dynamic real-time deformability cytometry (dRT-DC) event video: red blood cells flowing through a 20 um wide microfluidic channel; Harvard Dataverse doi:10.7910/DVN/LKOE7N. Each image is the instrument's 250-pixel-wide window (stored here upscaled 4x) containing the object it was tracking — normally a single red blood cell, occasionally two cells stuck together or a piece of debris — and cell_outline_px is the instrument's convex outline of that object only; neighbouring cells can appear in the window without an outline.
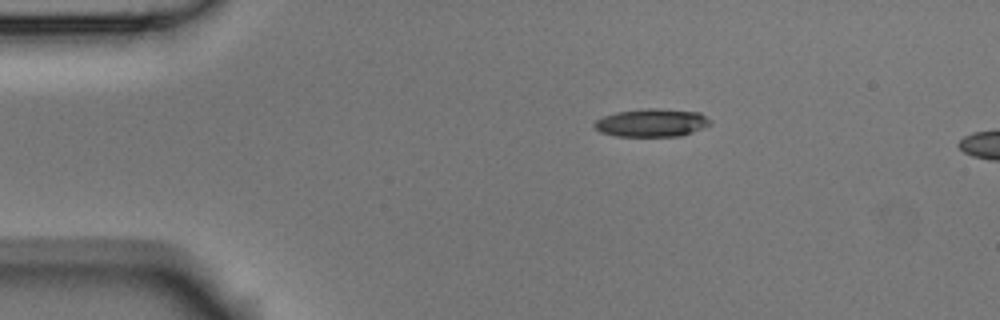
{"species": "Egyptian fruit bat (a non-hibernating species)", "species_latin": "Rousettus aegyptiacus", "temperature_condition": "room temperature", "stored_images_in_passage": 3, "camera_frame_rate_fps": 3000, "um_per_image_px": 0.085, "animal": {"sex": "male"}, "frame": {"image": 1, "passage_image": 1, "time_ms": 0.0, "image_size_px": [1000, 320], "cell_outline_px": [[712, 120], [708, 124], [684, 136], [616, 136], [600, 132], [592, 124], [596, 120], [604, 116], [616, 112], [644, 108], [656, 108], [700, 112]], "centroid_in_image_um": [55.38, 10.43], "position_along_channel_um": 29.6, "area_um2": 18.9}}